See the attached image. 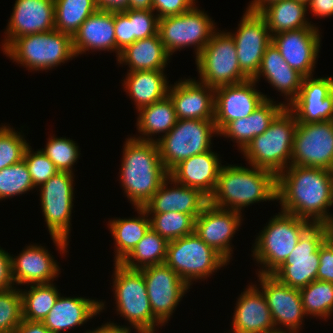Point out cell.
Segmentation results:
<instances>
[{"mask_svg":"<svg viewBox=\"0 0 333 333\" xmlns=\"http://www.w3.org/2000/svg\"><path fill=\"white\" fill-rule=\"evenodd\" d=\"M242 213L208 204L195 219L194 233L228 262L232 257L231 240L242 225Z\"/></svg>","mask_w":333,"mask_h":333,"instance_id":"20","label":"cell"},{"mask_svg":"<svg viewBox=\"0 0 333 333\" xmlns=\"http://www.w3.org/2000/svg\"><path fill=\"white\" fill-rule=\"evenodd\" d=\"M128 9L151 10L152 0H129Z\"/></svg>","mask_w":333,"mask_h":333,"instance_id":"57","label":"cell"},{"mask_svg":"<svg viewBox=\"0 0 333 333\" xmlns=\"http://www.w3.org/2000/svg\"><path fill=\"white\" fill-rule=\"evenodd\" d=\"M253 244L255 261L261 265L256 274H272L292 253L301 235L312 225L309 221L283 211L269 220Z\"/></svg>","mask_w":333,"mask_h":333,"instance_id":"5","label":"cell"},{"mask_svg":"<svg viewBox=\"0 0 333 333\" xmlns=\"http://www.w3.org/2000/svg\"><path fill=\"white\" fill-rule=\"evenodd\" d=\"M116 57L118 59L122 50L132 44V29L130 23V9L114 12Z\"/></svg>","mask_w":333,"mask_h":333,"instance_id":"48","label":"cell"},{"mask_svg":"<svg viewBox=\"0 0 333 333\" xmlns=\"http://www.w3.org/2000/svg\"><path fill=\"white\" fill-rule=\"evenodd\" d=\"M297 1H301V2H303L305 4H308L310 0H297Z\"/></svg>","mask_w":333,"mask_h":333,"instance_id":"60","label":"cell"},{"mask_svg":"<svg viewBox=\"0 0 333 333\" xmlns=\"http://www.w3.org/2000/svg\"><path fill=\"white\" fill-rule=\"evenodd\" d=\"M159 34L136 40L121 51L117 61L130 71L164 70L170 61Z\"/></svg>","mask_w":333,"mask_h":333,"instance_id":"33","label":"cell"},{"mask_svg":"<svg viewBox=\"0 0 333 333\" xmlns=\"http://www.w3.org/2000/svg\"><path fill=\"white\" fill-rule=\"evenodd\" d=\"M208 204L209 198L200 190L181 185L168 176L143 208L147 213L181 212L196 219Z\"/></svg>","mask_w":333,"mask_h":333,"instance_id":"24","label":"cell"},{"mask_svg":"<svg viewBox=\"0 0 333 333\" xmlns=\"http://www.w3.org/2000/svg\"><path fill=\"white\" fill-rule=\"evenodd\" d=\"M307 10V4L301 1L279 0L269 4L260 14L265 18L272 36L301 28H318L307 19Z\"/></svg>","mask_w":333,"mask_h":333,"instance_id":"34","label":"cell"},{"mask_svg":"<svg viewBox=\"0 0 333 333\" xmlns=\"http://www.w3.org/2000/svg\"><path fill=\"white\" fill-rule=\"evenodd\" d=\"M168 96L173 101L178 120L214 121L215 89L189 77L170 84Z\"/></svg>","mask_w":333,"mask_h":333,"instance_id":"23","label":"cell"},{"mask_svg":"<svg viewBox=\"0 0 333 333\" xmlns=\"http://www.w3.org/2000/svg\"><path fill=\"white\" fill-rule=\"evenodd\" d=\"M137 113L139 116L136 127L141 135L138 137L135 135L133 138L142 141L155 142L153 135L158 133L161 135L160 138L165 136L178 120L173 101L169 96L140 108Z\"/></svg>","mask_w":333,"mask_h":333,"instance_id":"36","label":"cell"},{"mask_svg":"<svg viewBox=\"0 0 333 333\" xmlns=\"http://www.w3.org/2000/svg\"><path fill=\"white\" fill-rule=\"evenodd\" d=\"M22 321L20 289L0 290V333H14Z\"/></svg>","mask_w":333,"mask_h":333,"instance_id":"44","label":"cell"},{"mask_svg":"<svg viewBox=\"0 0 333 333\" xmlns=\"http://www.w3.org/2000/svg\"><path fill=\"white\" fill-rule=\"evenodd\" d=\"M309 12L318 18H326L333 15V0H310L307 4Z\"/></svg>","mask_w":333,"mask_h":333,"instance_id":"52","label":"cell"},{"mask_svg":"<svg viewBox=\"0 0 333 333\" xmlns=\"http://www.w3.org/2000/svg\"><path fill=\"white\" fill-rule=\"evenodd\" d=\"M296 128L294 114L285 107L271 122L269 128L263 134L254 137L241 151L248 165L264 168L276 175L289 167Z\"/></svg>","mask_w":333,"mask_h":333,"instance_id":"4","label":"cell"},{"mask_svg":"<svg viewBox=\"0 0 333 333\" xmlns=\"http://www.w3.org/2000/svg\"><path fill=\"white\" fill-rule=\"evenodd\" d=\"M198 8L194 5L183 14L158 20V34L170 56L179 49L193 46L197 57L217 31L210 16Z\"/></svg>","mask_w":333,"mask_h":333,"instance_id":"12","label":"cell"},{"mask_svg":"<svg viewBox=\"0 0 333 333\" xmlns=\"http://www.w3.org/2000/svg\"><path fill=\"white\" fill-rule=\"evenodd\" d=\"M219 136L215 122L201 119L177 120L175 126L161 138H156L161 162L168 172L194 155L211 150L213 135Z\"/></svg>","mask_w":333,"mask_h":333,"instance_id":"10","label":"cell"},{"mask_svg":"<svg viewBox=\"0 0 333 333\" xmlns=\"http://www.w3.org/2000/svg\"><path fill=\"white\" fill-rule=\"evenodd\" d=\"M330 172H331V177H332V180H333V165H332V167L330 169Z\"/></svg>","mask_w":333,"mask_h":333,"instance_id":"61","label":"cell"},{"mask_svg":"<svg viewBox=\"0 0 333 333\" xmlns=\"http://www.w3.org/2000/svg\"><path fill=\"white\" fill-rule=\"evenodd\" d=\"M115 310L137 333L155 332L163 324L153 315L143 274L114 263Z\"/></svg>","mask_w":333,"mask_h":333,"instance_id":"7","label":"cell"},{"mask_svg":"<svg viewBox=\"0 0 333 333\" xmlns=\"http://www.w3.org/2000/svg\"><path fill=\"white\" fill-rule=\"evenodd\" d=\"M285 103L276 104L269 97L247 117L229 122L218 135L230 138L242 151L254 137L263 134L269 128L275 117L286 107Z\"/></svg>","mask_w":333,"mask_h":333,"instance_id":"31","label":"cell"},{"mask_svg":"<svg viewBox=\"0 0 333 333\" xmlns=\"http://www.w3.org/2000/svg\"><path fill=\"white\" fill-rule=\"evenodd\" d=\"M14 284H50L60 274L52 254L41 245H27L18 256H11Z\"/></svg>","mask_w":333,"mask_h":333,"instance_id":"26","label":"cell"},{"mask_svg":"<svg viewBox=\"0 0 333 333\" xmlns=\"http://www.w3.org/2000/svg\"><path fill=\"white\" fill-rule=\"evenodd\" d=\"M219 154L209 150L177 164L169 176L181 185L200 190L208 198L213 194L220 169Z\"/></svg>","mask_w":333,"mask_h":333,"instance_id":"27","label":"cell"},{"mask_svg":"<svg viewBox=\"0 0 333 333\" xmlns=\"http://www.w3.org/2000/svg\"><path fill=\"white\" fill-rule=\"evenodd\" d=\"M167 245L168 241L150 228L120 264L130 270L163 264L166 259Z\"/></svg>","mask_w":333,"mask_h":333,"instance_id":"37","label":"cell"},{"mask_svg":"<svg viewBox=\"0 0 333 333\" xmlns=\"http://www.w3.org/2000/svg\"><path fill=\"white\" fill-rule=\"evenodd\" d=\"M74 173L58 171L39 186L40 204L49 234L60 254L67 253L74 199Z\"/></svg>","mask_w":333,"mask_h":333,"instance_id":"8","label":"cell"},{"mask_svg":"<svg viewBox=\"0 0 333 333\" xmlns=\"http://www.w3.org/2000/svg\"><path fill=\"white\" fill-rule=\"evenodd\" d=\"M25 135L8 124L0 127V170L18 163L23 159L24 152L29 143Z\"/></svg>","mask_w":333,"mask_h":333,"instance_id":"45","label":"cell"},{"mask_svg":"<svg viewBox=\"0 0 333 333\" xmlns=\"http://www.w3.org/2000/svg\"><path fill=\"white\" fill-rule=\"evenodd\" d=\"M287 108L297 123L333 120V77H304L298 96Z\"/></svg>","mask_w":333,"mask_h":333,"instance_id":"19","label":"cell"},{"mask_svg":"<svg viewBox=\"0 0 333 333\" xmlns=\"http://www.w3.org/2000/svg\"><path fill=\"white\" fill-rule=\"evenodd\" d=\"M327 239V225L312 224L300 237L292 253L272 273L281 283L301 289L317 280L319 247Z\"/></svg>","mask_w":333,"mask_h":333,"instance_id":"13","label":"cell"},{"mask_svg":"<svg viewBox=\"0 0 333 333\" xmlns=\"http://www.w3.org/2000/svg\"><path fill=\"white\" fill-rule=\"evenodd\" d=\"M6 27L2 51L16 38L54 30V0H16Z\"/></svg>","mask_w":333,"mask_h":333,"instance_id":"22","label":"cell"},{"mask_svg":"<svg viewBox=\"0 0 333 333\" xmlns=\"http://www.w3.org/2000/svg\"><path fill=\"white\" fill-rule=\"evenodd\" d=\"M261 75L274 89L284 94L286 100L288 99L286 107L298 96L304 78L286 63L273 42L267 46L259 71L253 80L258 83Z\"/></svg>","mask_w":333,"mask_h":333,"instance_id":"30","label":"cell"},{"mask_svg":"<svg viewBox=\"0 0 333 333\" xmlns=\"http://www.w3.org/2000/svg\"><path fill=\"white\" fill-rule=\"evenodd\" d=\"M12 278L11 254L0 247V290L14 288Z\"/></svg>","mask_w":333,"mask_h":333,"instance_id":"51","label":"cell"},{"mask_svg":"<svg viewBox=\"0 0 333 333\" xmlns=\"http://www.w3.org/2000/svg\"><path fill=\"white\" fill-rule=\"evenodd\" d=\"M196 0H152V10L159 19L183 14L190 10Z\"/></svg>","mask_w":333,"mask_h":333,"instance_id":"49","label":"cell"},{"mask_svg":"<svg viewBox=\"0 0 333 333\" xmlns=\"http://www.w3.org/2000/svg\"><path fill=\"white\" fill-rule=\"evenodd\" d=\"M151 10L130 9V23L132 29V43L136 40L151 37L158 33L159 18Z\"/></svg>","mask_w":333,"mask_h":333,"instance_id":"47","label":"cell"},{"mask_svg":"<svg viewBox=\"0 0 333 333\" xmlns=\"http://www.w3.org/2000/svg\"><path fill=\"white\" fill-rule=\"evenodd\" d=\"M257 285H247L236 301L229 333L276 332L268 303Z\"/></svg>","mask_w":333,"mask_h":333,"instance_id":"25","label":"cell"},{"mask_svg":"<svg viewBox=\"0 0 333 333\" xmlns=\"http://www.w3.org/2000/svg\"><path fill=\"white\" fill-rule=\"evenodd\" d=\"M276 1L279 0H253L250 2L246 10L253 13H260L265 7Z\"/></svg>","mask_w":333,"mask_h":333,"instance_id":"56","label":"cell"},{"mask_svg":"<svg viewBox=\"0 0 333 333\" xmlns=\"http://www.w3.org/2000/svg\"><path fill=\"white\" fill-rule=\"evenodd\" d=\"M121 187L134 207H143L169 176L161 162L156 142L130 136L123 148Z\"/></svg>","mask_w":333,"mask_h":333,"instance_id":"3","label":"cell"},{"mask_svg":"<svg viewBox=\"0 0 333 333\" xmlns=\"http://www.w3.org/2000/svg\"><path fill=\"white\" fill-rule=\"evenodd\" d=\"M299 292L307 317L310 315L325 320L333 316V283L314 280Z\"/></svg>","mask_w":333,"mask_h":333,"instance_id":"40","label":"cell"},{"mask_svg":"<svg viewBox=\"0 0 333 333\" xmlns=\"http://www.w3.org/2000/svg\"><path fill=\"white\" fill-rule=\"evenodd\" d=\"M273 333H298V332H286V331H276V332H273Z\"/></svg>","mask_w":333,"mask_h":333,"instance_id":"59","label":"cell"},{"mask_svg":"<svg viewBox=\"0 0 333 333\" xmlns=\"http://www.w3.org/2000/svg\"><path fill=\"white\" fill-rule=\"evenodd\" d=\"M321 33L318 28H301L272 35L286 63L304 77L313 76L321 48Z\"/></svg>","mask_w":333,"mask_h":333,"instance_id":"21","label":"cell"},{"mask_svg":"<svg viewBox=\"0 0 333 333\" xmlns=\"http://www.w3.org/2000/svg\"><path fill=\"white\" fill-rule=\"evenodd\" d=\"M317 280L333 283V244L326 239L319 247Z\"/></svg>","mask_w":333,"mask_h":333,"instance_id":"50","label":"cell"},{"mask_svg":"<svg viewBox=\"0 0 333 333\" xmlns=\"http://www.w3.org/2000/svg\"><path fill=\"white\" fill-rule=\"evenodd\" d=\"M195 61L199 81L214 89L249 79L239 67L235 42L228 32L216 31Z\"/></svg>","mask_w":333,"mask_h":333,"instance_id":"11","label":"cell"},{"mask_svg":"<svg viewBox=\"0 0 333 333\" xmlns=\"http://www.w3.org/2000/svg\"><path fill=\"white\" fill-rule=\"evenodd\" d=\"M258 280L276 331L299 332L306 315L299 289L281 283L272 274H258Z\"/></svg>","mask_w":333,"mask_h":333,"instance_id":"17","label":"cell"},{"mask_svg":"<svg viewBox=\"0 0 333 333\" xmlns=\"http://www.w3.org/2000/svg\"><path fill=\"white\" fill-rule=\"evenodd\" d=\"M75 56L86 51H109L116 53L114 12L97 10L90 15L72 37Z\"/></svg>","mask_w":333,"mask_h":333,"instance_id":"29","label":"cell"},{"mask_svg":"<svg viewBox=\"0 0 333 333\" xmlns=\"http://www.w3.org/2000/svg\"><path fill=\"white\" fill-rule=\"evenodd\" d=\"M139 271L144 276L152 313L165 325L190 287L165 263Z\"/></svg>","mask_w":333,"mask_h":333,"instance_id":"15","label":"cell"},{"mask_svg":"<svg viewBox=\"0 0 333 333\" xmlns=\"http://www.w3.org/2000/svg\"><path fill=\"white\" fill-rule=\"evenodd\" d=\"M277 201V175L251 166L223 165L209 204L225 210L241 212L253 203Z\"/></svg>","mask_w":333,"mask_h":333,"instance_id":"2","label":"cell"},{"mask_svg":"<svg viewBox=\"0 0 333 333\" xmlns=\"http://www.w3.org/2000/svg\"><path fill=\"white\" fill-rule=\"evenodd\" d=\"M190 287L229 262L195 233L168 241L164 262Z\"/></svg>","mask_w":333,"mask_h":333,"instance_id":"9","label":"cell"},{"mask_svg":"<svg viewBox=\"0 0 333 333\" xmlns=\"http://www.w3.org/2000/svg\"><path fill=\"white\" fill-rule=\"evenodd\" d=\"M132 327L130 326H120L119 324L117 325L114 322H107L105 324H102L100 327L98 326L94 330H89V333H131L130 329Z\"/></svg>","mask_w":333,"mask_h":333,"instance_id":"55","label":"cell"},{"mask_svg":"<svg viewBox=\"0 0 333 333\" xmlns=\"http://www.w3.org/2000/svg\"><path fill=\"white\" fill-rule=\"evenodd\" d=\"M56 166L59 171H67L74 173L73 166L78 158H80L79 146L75 141L68 137L52 136L48 138L46 147L40 149Z\"/></svg>","mask_w":333,"mask_h":333,"instance_id":"43","label":"cell"},{"mask_svg":"<svg viewBox=\"0 0 333 333\" xmlns=\"http://www.w3.org/2000/svg\"><path fill=\"white\" fill-rule=\"evenodd\" d=\"M3 53L27 70H50L75 58L70 35L51 30L16 38Z\"/></svg>","mask_w":333,"mask_h":333,"instance_id":"6","label":"cell"},{"mask_svg":"<svg viewBox=\"0 0 333 333\" xmlns=\"http://www.w3.org/2000/svg\"><path fill=\"white\" fill-rule=\"evenodd\" d=\"M266 99L267 95L257 91L253 79L215 88L214 122L217 132L229 122L253 113Z\"/></svg>","mask_w":333,"mask_h":333,"instance_id":"18","label":"cell"},{"mask_svg":"<svg viewBox=\"0 0 333 333\" xmlns=\"http://www.w3.org/2000/svg\"><path fill=\"white\" fill-rule=\"evenodd\" d=\"M98 10L121 12L128 9L129 0H95Z\"/></svg>","mask_w":333,"mask_h":333,"instance_id":"53","label":"cell"},{"mask_svg":"<svg viewBox=\"0 0 333 333\" xmlns=\"http://www.w3.org/2000/svg\"><path fill=\"white\" fill-rule=\"evenodd\" d=\"M34 188L24 159L0 170V200L19 196Z\"/></svg>","mask_w":333,"mask_h":333,"instance_id":"42","label":"cell"},{"mask_svg":"<svg viewBox=\"0 0 333 333\" xmlns=\"http://www.w3.org/2000/svg\"><path fill=\"white\" fill-rule=\"evenodd\" d=\"M23 319L42 322L55 305L60 293L56 285L30 284L29 290L20 289Z\"/></svg>","mask_w":333,"mask_h":333,"instance_id":"39","label":"cell"},{"mask_svg":"<svg viewBox=\"0 0 333 333\" xmlns=\"http://www.w3.org/2000/svg\"><path fill=\"white\" fill-rule=\"evenodd\" d=\"M151 228L167 241L194 233L195 219L181 212L148 213Z\"/></svg>","mask_w":333,"mask_h":333,"instance_id":"41","label":"cell"},{"mask_svg":"<svg viewBox=\"0 0 333 333\" xmlns=\"http://www.w3.org/2000/svg\"><path fill=\"white\" fill-rule=\"evenodd\" d=\"M105 309V302L85 297H61L59 295L43 324L51 333H62L82 326Z\"/></svg>","mask_w":333,"mask_h":333,"instance_id":"28","label":"cell"},{"mask_svg":"<svg viewBox=\"0 0 333 333\" xmlns=\"http://www.w3.org/2000/svg\"><path fill=\"white\" fill-rule=\"evenodd\" d=\"M327 239L333 244V224L327 225Z\"/></svg>","mask_w":333,"mask_h":333,"instance_id":"58","label":"cell"},{"mask_svg":"<svg viewBox=\"0 0 333 333\" xmlns=\"http://www.w3.org/2000/svg\"><path fill=\"white\" fill-rule=\"evenodd\" d=\"M235 42L241 71L253 79L259 71L262 57L272 36L265 18L260 13L245 10L236 32H228Z\"/></svg>","mask_w":333,"mask_h":333,"instance_id":"16","label":"cell"},{"mask_svg":"<svg viewBox=\"0 0 333 333\" xmlns=\"http://www.w3.org/2000/svg\"><path fill=\"white\" fill-rule=\"evenodd\" d=\"M164 72L165 70L127 72L122 84L124 91L133 99L137 111L168 96L170 86Z\"/></svg>","mask_w":333,"mask_h":333,"instance_id":"32","label":"cell"},{"mask_svg":"<svg viewBox=\"0 0 333 333\" xmlns=\"http://www.w3.org/2000/svg\"><path fill=\"white\" fill-rule=\"evenodd\" d=\"M14 333H51L43 322L24 320Z\"/></svg>","mask_w":333,"mask_h":333,"instance_id":"54","label":"cell"},{"mask_svg":"<svg viewBox=\"0 0 333 333\" xmlns=\"http://www.w3.org/2000/svg\"><path fill=\"white\" fill-rule=\"evenodd\" d=\"M55 30L71 37L98 10L95 0H54Z\"/></svg>","mask_w":333,"mask_h":333,"instance_id":"38","label":"cell"},{"mask_svg":"<svg viewBox=\"0 0 333 333\" xmlns=\"http://www.w3.org/2000/svg\"><path fill=\"white\" fill-rule=\"evenodd\" d=\"M291 165L331 169L333 165V120L297 123Z\"/></svg>","mask_w":333,"mask_h":333,"instance_id":"14","label":"cell"},{"mask_svg":"<svg viewBox=\"0 0 333 333\" xmlns=\"http://www.w3.org/2000/svg\"><path fill=\"white\" fill-rule=\"evenodd\" d=\"M277 201L281 211L312 224H333V214L329 212L333 206L330 170L290 165L277 175Z\"/></svg>","mask_w":333,"mask_h":333,"instance_id":"1","label":"cell"},{"mask_svg":"<svg viewBox=\"0 0 333 333\" xmlns=\"http://www.w3.org/2000/svg\"><path fill=\"white\" fill-rule=\"evenodd\" d=\"M23 159L35 188L44 184L59 171L41 150L34 152L30 145L26 147Z\"/></svg>","mask_w":333,"mask_h":333,"instance_id":"46","label":"cell"},{"mask_svg":"<svg viewBox=\"0 0 333 333\" xmlns=\"http://www.w3.org/2000/svg\"><path fill=\"white\" fill-rule=\"evenodd\" d=\"M138 217L114 218L107 225L115 241L114 263H120L151 228L150 218L143 207H135Z\"/></svg>","mask_w":333,"mask_h":333,"instance_id":"35","label":"cell"}]
</instances>
